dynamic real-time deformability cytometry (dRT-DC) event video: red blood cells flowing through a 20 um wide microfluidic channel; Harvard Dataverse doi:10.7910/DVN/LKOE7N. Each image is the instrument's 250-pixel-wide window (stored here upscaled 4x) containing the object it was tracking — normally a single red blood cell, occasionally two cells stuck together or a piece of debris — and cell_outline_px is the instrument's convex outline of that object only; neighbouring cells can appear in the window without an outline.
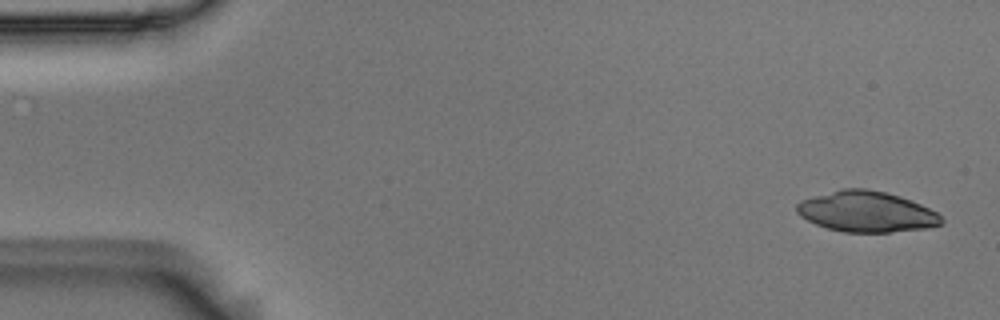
{"species": "Egyptian fruit bat (a non-hibernating species)", "species_latin": "Rousettus aegyptiacus", "temperature_condition": "room temperature", "stored_images_in_passage": 53, "camera_frame_rate_fps": 3000, "um_per_image_px": 0.085, "animal": {"sex": "male"}, "frame": {"image": 1, "passage_image": 1, "time_ms": 0.0, "image_size_px": [1000, 320], "cell_outline_px": [[944, 220], [940, 224], [928, 228], [888, 232], [844, 232], [828, 228], [816, 224], [800, 216], [796, 212], [796, 204], [800, 200], [844, 188], [868, 188], [900, 196], [920, 204], [936, 212]], "centroid_in_image_um": [73.64, 17.99], "position_along_channel_um": 11.4, "area_um2": 34.1}}